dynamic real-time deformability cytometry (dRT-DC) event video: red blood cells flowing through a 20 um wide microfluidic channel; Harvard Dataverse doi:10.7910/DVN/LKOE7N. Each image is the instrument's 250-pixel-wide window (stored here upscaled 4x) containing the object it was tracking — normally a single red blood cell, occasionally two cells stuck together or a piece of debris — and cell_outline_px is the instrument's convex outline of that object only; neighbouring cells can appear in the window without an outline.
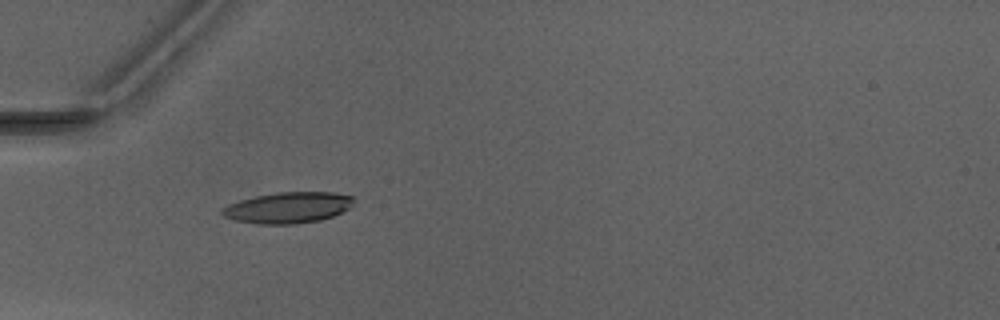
{"species": "Egyptian fruit bat (a non-hibernating species)", "species_latin": "Rousettus aegyptiacus", "temperature_condition": "warm", "stored_images_in_passage": 35, "camera_frame_rate_fps": 3000, "um_per_image_px": 0.085, "animal": {"sex": "male"}, "frame": {"image": 1, "passage_image": 1, "time_ms": 0.0, "image_size_px": [1000, 320], "cell_outline_px": [[356, 196], [352, 204], [348, 208], [332, 216], [320, 220], [292, 224], [256, 224], [236, 220], [224, 216], [220, 212], [228, 204], [240, 200], [256, 196], [276, 192], [332, 192]], "centroid_in_image_um": [24.49, 17.64], "position_along_channel_um": 60.5, "area_um2": 23.7}}
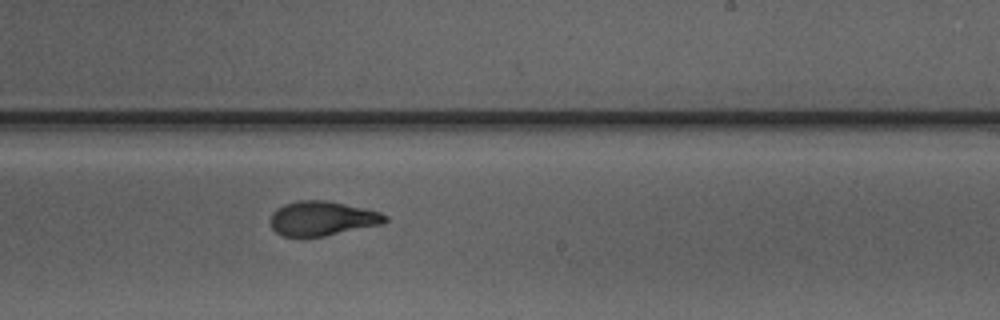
{"frame": {"image": 2, "passage_image": 16, "time_ms": 5.0, "image_size_px": [1000, 320], "cell_outline_px": [[388, 220], [380, 224], [324, 236], [280, 236], [272, 228], [268, 220], [272, 212], [276, 208], [284, 204], [300, 200], [324, 200], [364, 208], [380, 212], [388, 216]], "centroid_in_image_um": [27.33, 18.56], "position_along_channel_um": 261.7, "area_um2": 22.95}}
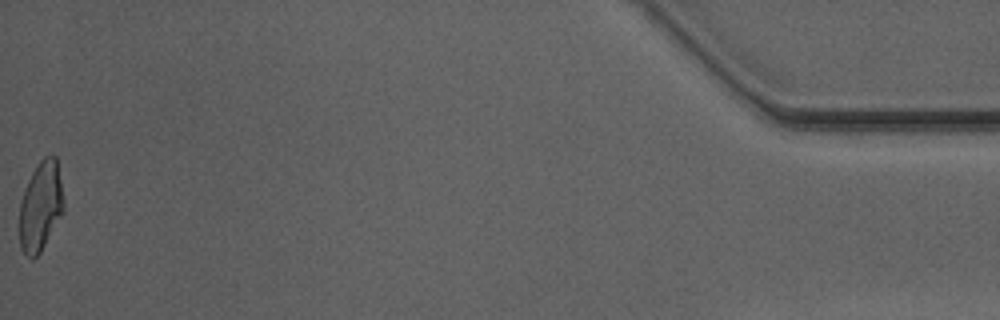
{"frame": {"image": 3, "passage_image": 35, "time_ms": 11.333, "image_size_px": [1000, 320], "cell_outline_px": [[64, 212], [40, 252], [32, 260], [24, 256], [20, 248], [20, 200], [28, 180], [32, 172], [40, 160], [44, 156], [56, 156], [64, 200]], "centroid_in_image_um": [3.45, 17.56], "position_along_channel_um": 431.7, "area_um2": 23.18}, "authors_computed_cell_mechanics": {"area_um2": 23.409, "velocity_mm_per_s": 4.1499, "shape_relaxation_time_tau1_ms": 8.0513, "shape_relaxation_time_tau2_ms": 1.4745, "deformation_change_tau1": 0.2678, "deformation_change_tau2": 0.0895}}